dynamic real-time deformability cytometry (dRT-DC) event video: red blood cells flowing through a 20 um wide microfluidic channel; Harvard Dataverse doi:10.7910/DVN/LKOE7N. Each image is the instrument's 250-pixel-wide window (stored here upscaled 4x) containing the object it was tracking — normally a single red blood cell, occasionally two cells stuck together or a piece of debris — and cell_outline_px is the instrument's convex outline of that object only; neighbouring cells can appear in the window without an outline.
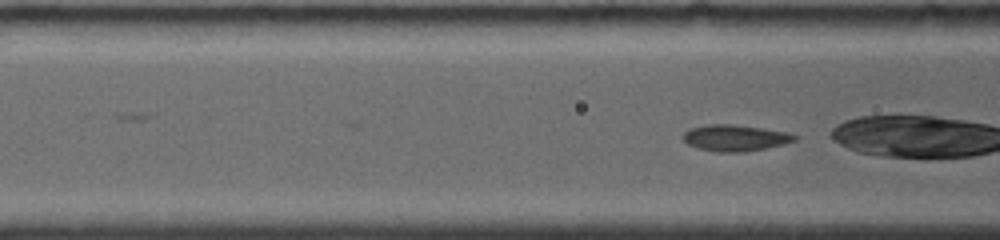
{"species": "common noctule bat (a hibernating species)", "species_latin": "Nyctalus noctula", "temperature_condition": "room temperature", "stored_images_in_passage": 7, "segment_of_instrument_passage": [2, 2], "camera_frame_rate_fps": 4000, "um_per_image_px": 0.085, "animal": {"sex": "female", "body_mass_g": 19.0, "forearm_length_mm": 56.7}, "frame": {"image": 1, "passage_image": 7, "time_ms": 6.75, "image_size_px": [1000, 240], "cell_outline_px": [[800, 136], [796, 140], [784, 144], [744, 152], [720, 152], [700, 148], [688, 144], [680, 136], [684, 132], [692, 128], [704, 124], [732, 124], [788, 132]], "centroid_in_image_um": [62.49, 11.71], "position_along_channel_um": 104.1, "area_um2": 17.05}}